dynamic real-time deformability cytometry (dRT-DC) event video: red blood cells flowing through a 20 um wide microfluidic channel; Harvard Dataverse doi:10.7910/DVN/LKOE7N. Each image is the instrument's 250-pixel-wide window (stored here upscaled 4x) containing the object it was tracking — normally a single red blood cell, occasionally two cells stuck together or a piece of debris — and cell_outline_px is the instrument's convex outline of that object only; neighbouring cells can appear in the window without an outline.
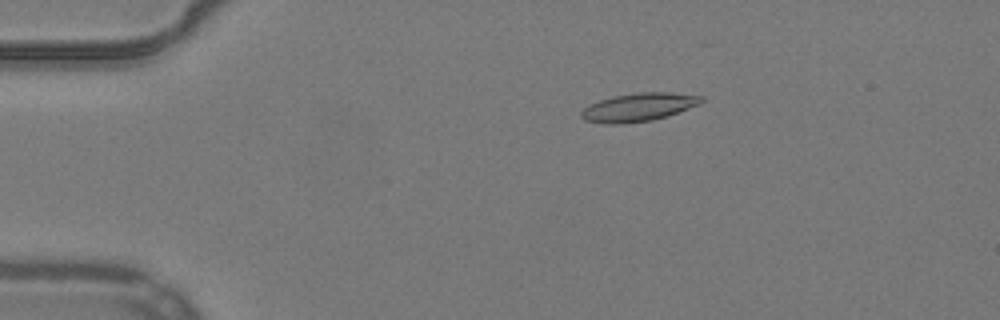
{"species": "common noctule bat (a hibernating species)", "species_latin": "Nyctalus noctula", "temperature_condition": "warm", "stored_images_in_passage": 18, "camera_frame_rate_fps": 3000, "um_per_image_px": 0.085, "animal": {"sex": "male", "body_mass_g": 19.2, "forearm_length_mm": 51.8}, "frame": {"image": 1, "passage_image": 5, "time_ms": 1.333, "image_size_px": [1000, 320], "cell_outline_px": [[704, 100], [700, 104], [668, 116], [652, 120], [620, 124], [608, 124], [584, 120], [580, 116], [580, 112], [584, 108], [600, 100], [612, 96], [640, 92], [668, 92], [704, 96]], "centroid_in_image_um": [54.3, 9.11], "position_along_channel_um": 30.7, "area_um2": 19.77}}
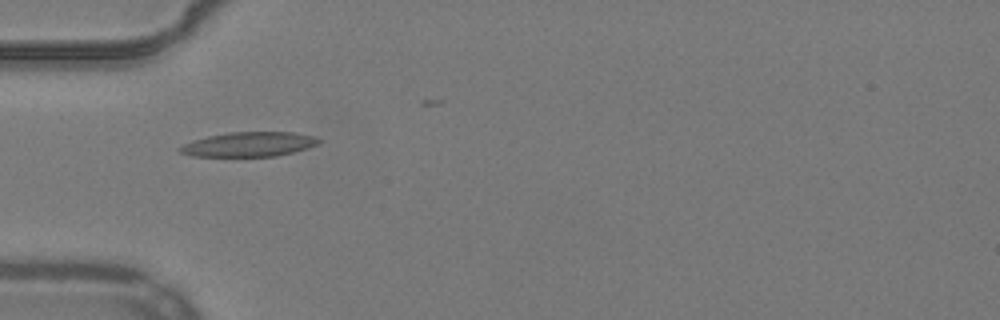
{"frame": {"image": 2, "passage_image": 12, "time_ms": 3.667, "image_size_px": [1000, 320], "cell_outline_px": [[320, 144], [308, 148], [276, 156], [192, 156], [180, 152], [176, 148], [192, 140], [208, 136], [228, 132], [292, 132], [316, 136], [320, 140]], "centroid_in_image_um": [21.17, 12.26], "position_along_channel_um": 63.8, "area_um2": 19.94}}
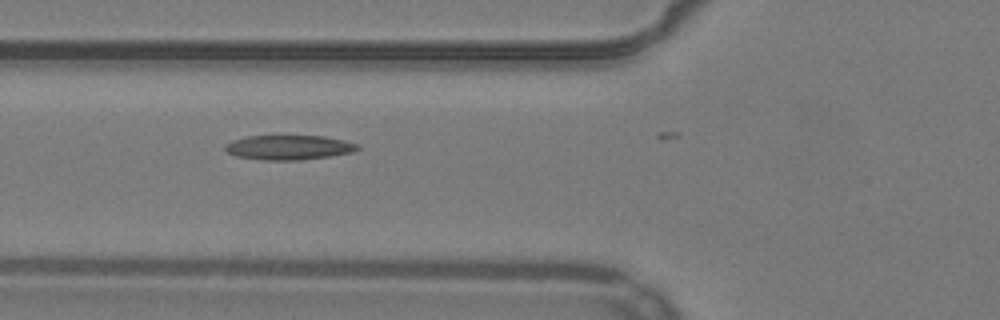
{"frame": {"image": 3, "passage_image": 15, "time_ms": 4.667, "image_size_px": [1000, 320], "cell_outline_px": [[360, 148], [352, 152], [328, 156], [300, 160], [264, 160], [236, 156], [228, 152], [224, 148], [224, 144], [232, 140], [248, 136], [324, 136], [344, 140], [360, 144]], "centroid_in_image_um": [24.55, 12.53], "position_along_channel_um": 101.3, "area_um2": 18.96}}